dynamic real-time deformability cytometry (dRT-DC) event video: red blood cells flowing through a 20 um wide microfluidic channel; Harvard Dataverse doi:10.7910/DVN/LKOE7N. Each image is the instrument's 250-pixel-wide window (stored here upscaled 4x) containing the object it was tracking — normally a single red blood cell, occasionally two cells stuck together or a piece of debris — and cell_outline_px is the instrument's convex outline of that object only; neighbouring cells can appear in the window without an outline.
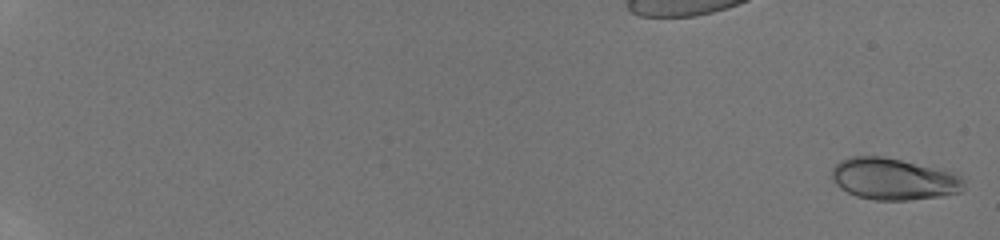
{"species": "human", "species_latin": "Homo sapiens", "temperature_condition": "room temperature", "stored_images_in_passage": 22, "camera_frame_rate_fps": 3000, "um_per_image_px": 0.085, "donor": {"sex": "male"}, "frame": {"image": 1, "passage_image": 2, "time_ms": 0.333, "image_size_px": [1000, 240], "cell_outline_px": [[964, 188], [960, 192], [936, 196], [908, 200], [876, 200], [856, 196], [840, 188], [836, 184], [832, 176], [832, 168], [840, 160], [852, 156], [884, 156], [944, 168], [960, 176], [964, 180]], "centroid_in_image_um": [75.97, 15.19], "position_along_channel_um": 9.0, "area_um2": 32.31}}
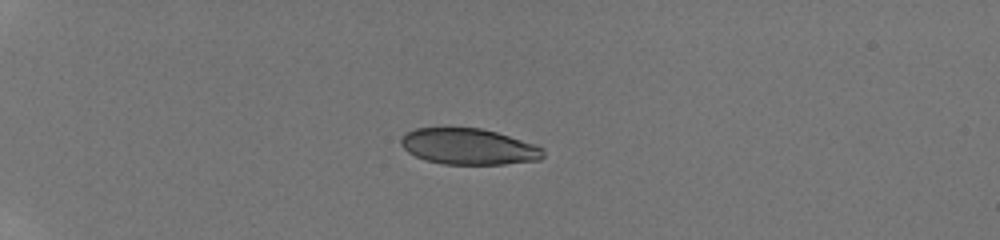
{"frame": {"image": 2, "passage_image": 15, "time_ms": 5.667, "image_size_px": [1000, 240], "cell_outline_px": [[544, 156], [540, 160], [504, 164], [444, 164], [428, 160], [416, 156], [408, 152], [400, 144], [400, 140], [408, 132], [416, 128], [480, 128], [496, 132], [536, 144], [544, 148]], "centroid_in_image_um": [39.88, 12.46], "position_along_channel_um": 45.1, "area_um2": 29.77}}
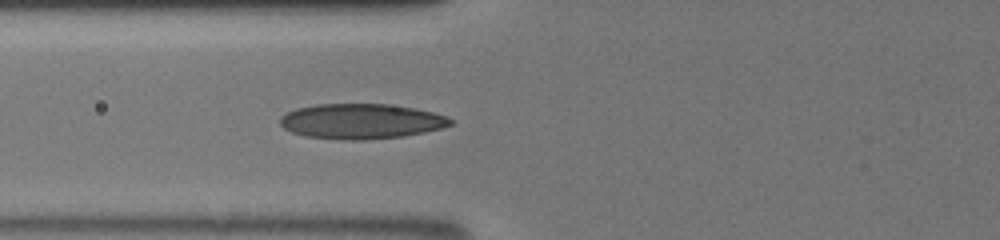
{"frame": {"image": 3, "passage_image": 22, "time_ms": 8.333, "image_size_px": [1000, 240], "cell_outline_px": [[452, 124], [440, 128], [424, 132], [404, 136], [364, 140], [344, 140], [308, 136], [292, 132], [284, 128], [280, 124], [280, 116], [296, 108], [316, 104], [388, 104], [416, 108], [448, 116], [452, 120]], "centroid_in_image_um": [30.7, 10.3], "position_along_channel_um": 95.1, "area_um2": 34.85}}